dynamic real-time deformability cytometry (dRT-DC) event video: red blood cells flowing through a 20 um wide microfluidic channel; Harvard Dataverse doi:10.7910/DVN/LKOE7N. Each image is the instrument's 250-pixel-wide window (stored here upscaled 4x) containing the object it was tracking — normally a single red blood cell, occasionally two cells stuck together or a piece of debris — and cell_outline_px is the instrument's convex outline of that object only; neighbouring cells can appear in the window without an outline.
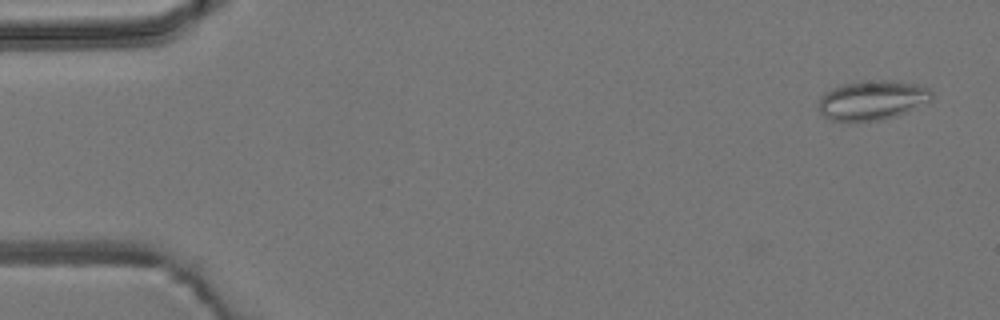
{"species": "common noctule bat (a hibernating species)", "species_latin": "Nyctalus noctula", "temperature_condition": "room temperature", "stored_images_in_passage": 4, "camera_frame_rate_fps": 3000, "um_per_image_px": 0.085, "animal": {"sex": "male", "body_mass_g": 19.2, "forearm_length_mm": 51.8}, "frame": {"image": 1, "passage_image": 1, "time_ms": 0.0, "image_size_px": [1000, 320], "cell_outline_px": [[932, 100], [896, 116], [884, 120], [832, 120], [824, 116], [820, 112], [820, 96], [832, 88], [840, 84], [868, 80], [888, 80], [916, 84], [928, 88], [932, 92]], "centroid_in_image_um": [74.15, 8.5], "position_along_channel_um": 10.8, "area_um2": 25.78}}